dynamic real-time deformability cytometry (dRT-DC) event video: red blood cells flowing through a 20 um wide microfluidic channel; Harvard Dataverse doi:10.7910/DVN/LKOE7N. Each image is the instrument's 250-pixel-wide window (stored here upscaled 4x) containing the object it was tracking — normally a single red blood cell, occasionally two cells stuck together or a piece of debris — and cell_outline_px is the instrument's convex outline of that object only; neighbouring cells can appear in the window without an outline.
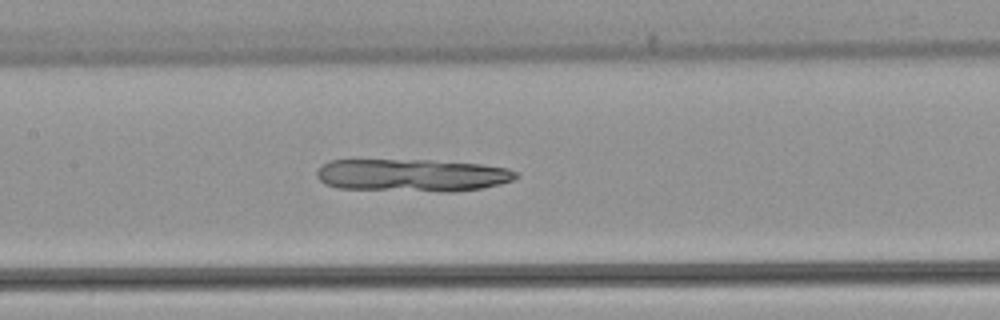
{"species": "common noctule bat (a hibernating species)", "species_latin": "Nyctalus noctula", "temperature_condition": "warm", "stored_images_in_passage": 40, "camera_frame_rate_fps": 3000, "um_per_image_px": 0.085, "animal": {"sex": "female", "body_mass_g": 22.7, "forearm_length_mm": 54.2}, "frame": {"image": 1, "passage_image": 16, "time_ms": 5.0, "image_size_px": [1000, 320], "cell_outline_px": [[520, 176], [512, 180], [500, 184], [480, 188], [456, 192], [448, 192], [340, 188], [324, 184], [316, 176], [316, 172], [320, 164], [328, 160], [432, 160], [480, 164], [508, 168], [520, 172]], "centroid_in_image_um": [35.04, 14.89], "position_along_channel_um": 172.4, "area_um2": 38.21}}
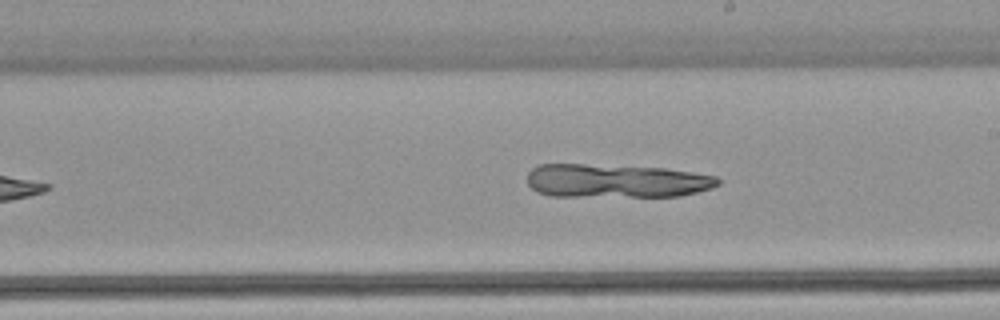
{"frame": {"image": 2, "passage_image": 21, "time_ms": 6.667, "image_size_px": [1000, 320], "cell_outline_px": [[720, 184], [712, 188], [680, 196], [548, 196], [536, 192], [528, 184], [528, 172], [536, 164], [584, 164], [664, 168], [692, 172], [716, 176], [720, 180]], "centroid_in_image_um": [52.34, 15.37], "position_along_channel_um": 236.7, "area_um2": 37.51}}
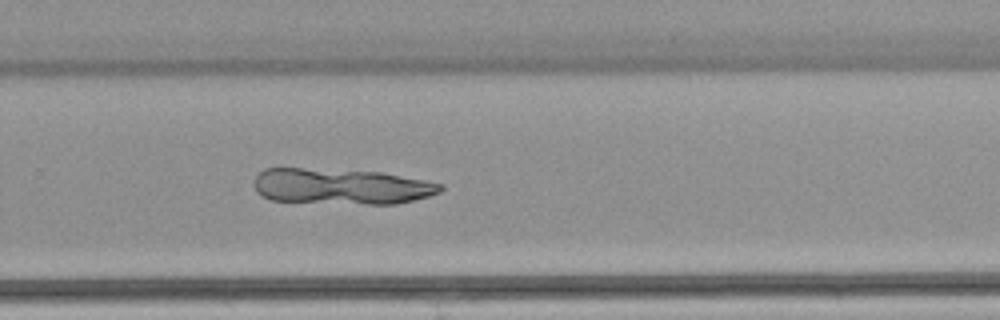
{"frame": {"image": 3, "passage_image": 26, "time_ms": 8.333, "image_size_px": [1000, 320], "cell_outline_px": [[444, 188], [440, 192], [428, 196], [396, 204], [368, 204], [272, 200], [260, 196], [256, 192], [256, 176], [264, 168], [300, 168], [380, 172], [424, 180], [444, 184]], "centroid_in_image_um": [29.01, 15.84], "position_along_channel_um": 300.8, "area_um2": 38.55}}